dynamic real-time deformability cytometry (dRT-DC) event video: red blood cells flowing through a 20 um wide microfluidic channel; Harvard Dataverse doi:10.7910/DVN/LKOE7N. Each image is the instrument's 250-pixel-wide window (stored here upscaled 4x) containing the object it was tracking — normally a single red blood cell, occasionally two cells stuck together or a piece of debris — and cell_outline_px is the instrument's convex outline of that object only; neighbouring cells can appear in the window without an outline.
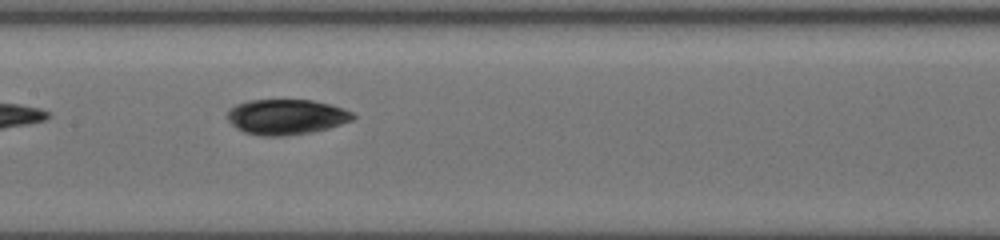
{"species": "common noctule bat (a hibernating species)", "species_latin": "Nyctalus noctula", "temperature_condition": "cold", "stored_images_in_passage": 30, "camera_frame_rate_fps": 3000, "um_per_image_px": 0.085, "animal": {"sex": "female", "body_mass_g": 19.5, "forearm_length_mm": 54.1}, "frame": {"image": 1, "passage_image": 20, "time_ms": 9.667, "image_size_px": [1000, 240], "cell_outline_px": [[356, 116], [352, 120], [328, 128], [308, 132], [280, 136], [260, 136], [244, 132], [236, 128], [228, 120], [228, 108], [236, 104], [248, 100], [312, 100], [332, 104], [352, 112]], "centroid_in_image_um": [24.31, 9.92], "position_along_channel_um": 183.1, "area_um2": 25.78}}